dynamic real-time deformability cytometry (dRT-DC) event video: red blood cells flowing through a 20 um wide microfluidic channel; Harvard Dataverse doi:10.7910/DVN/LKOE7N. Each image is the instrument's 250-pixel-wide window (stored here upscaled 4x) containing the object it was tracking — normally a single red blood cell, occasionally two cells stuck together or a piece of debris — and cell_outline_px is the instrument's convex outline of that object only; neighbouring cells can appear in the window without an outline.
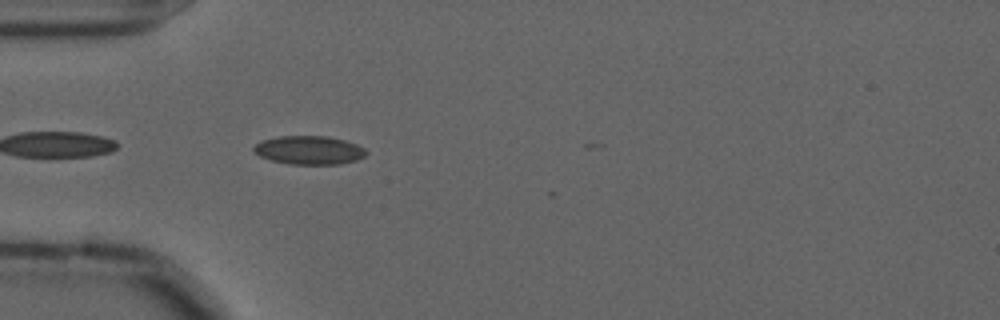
{"species": "common noctule bat (a hibernating species)", "species_latin": "Nyctalus noctula", "temperature_condition": "cold", "stored_images_in_passage": 30, "camera_frame_rate_fps": 3000, "um_per_image_px": 0.085, "animal": {"sex": "male", "forearm_length_mm": 52.5}, "frame": {"image": 1, "passage_image": 2, "time_ms": 0.333, "image_size_px": [1000, 320], "cell_outline_px": [[368, 152], [364, 156], [356, 160], [340, 164], [288, 164], [272, 160], [260, 156], [252, 148], [256, 144], [264, 140], [280, 136], [328, 136], [344, 140], [356, 144], [364, 148]], "centroid_in_image_um": [26.3, 12.76], "position_along_channel_um": 58.7, "area_um2": 18.55}}
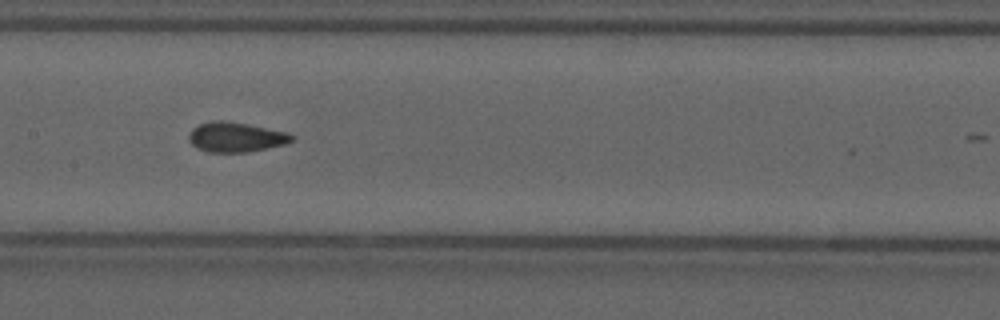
{"frame": {"image": 2, "passage_image": 13, "time_ms": 4.0, "image_size_px": [1000, 320], "cell_outline_px": [[296, 140], [284, 144], [248, 152], [208, 152], [196, 148], [188, 140], [188, 136], [192, 128], [200, 124], [212, 120], [220, 120], [248, 124], [288, 132], [296, 136]], "centroid_in_image_um": [20.06, 11.65], "position_along_channel_um": 187.3, "area_um2": 18.03}}
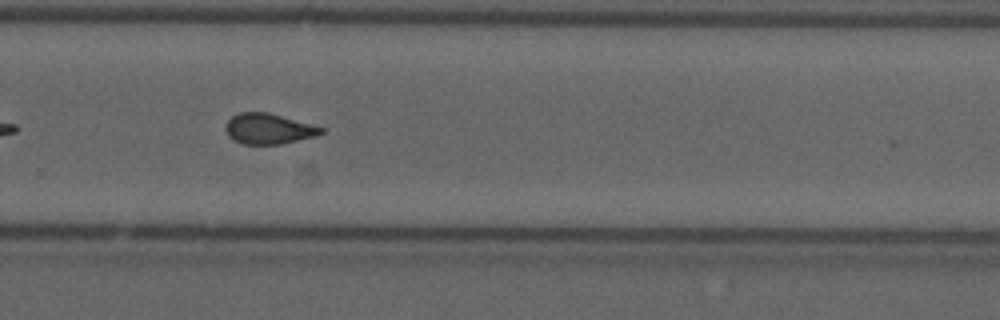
{"frame": {"image": 3, "passage_image": 23, "time_ms": 7.333, "image_size_px": [1000, 320], "cell_outline_px": [[324, 132], [312, 136], [280, 144], [244, 144], [232, 140], [228, 136], [224, 128], [228, 120], [232, 116], [240, 112], [268, 112], [324, 128]], "centroid_in_image_um": [22.76, 10.94], "position_along_channel_um": 307.0, "area_um2": 16.76}}